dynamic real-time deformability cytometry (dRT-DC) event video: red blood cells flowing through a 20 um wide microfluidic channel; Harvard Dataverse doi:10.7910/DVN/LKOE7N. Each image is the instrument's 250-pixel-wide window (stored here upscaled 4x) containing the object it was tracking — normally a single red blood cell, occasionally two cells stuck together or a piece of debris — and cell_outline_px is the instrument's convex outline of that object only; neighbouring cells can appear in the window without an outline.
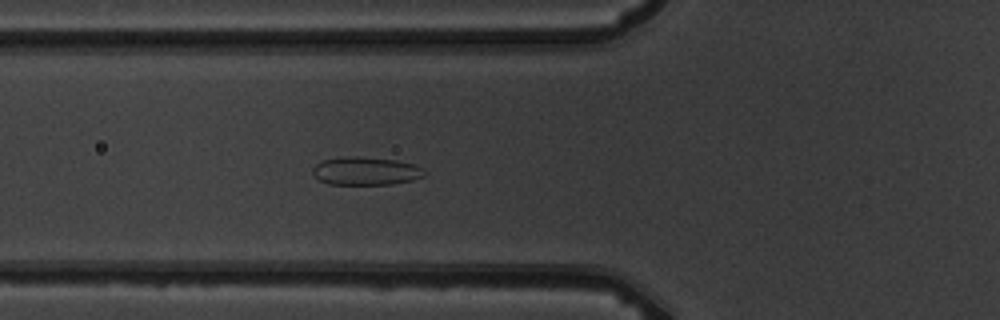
{"species": "common noctule bat (a hibernating species)", "species_latin": "Nyctalus noctula", "temperature_condition": "warm", "stored_images_in_passage": 6, "camera_frame_rate_fps": 3000, "um_per_image_px": 0.085, "animal": {"sex": "male", "body_mass_g": 19.5, "forearm_length_mm": 54.6}, "frame": {"image": 1, "passage_image": 6, "time_ms": 5.667, "image_size_px": [1000, 320], "cell_outline_px": [[428, 172], [424, 176], [412, 180], [392, 184], [328, 184], [320, 180], [312, 172], [312, 168], [316, 164], [324, 160], [340, 156], [356, 156], [396, 160], [412, 164], [424, 168]], "centroid_in_image_um": [31.11, 14.53], "position_along_channel_um": 94.7, "area_um2": 18.38}}